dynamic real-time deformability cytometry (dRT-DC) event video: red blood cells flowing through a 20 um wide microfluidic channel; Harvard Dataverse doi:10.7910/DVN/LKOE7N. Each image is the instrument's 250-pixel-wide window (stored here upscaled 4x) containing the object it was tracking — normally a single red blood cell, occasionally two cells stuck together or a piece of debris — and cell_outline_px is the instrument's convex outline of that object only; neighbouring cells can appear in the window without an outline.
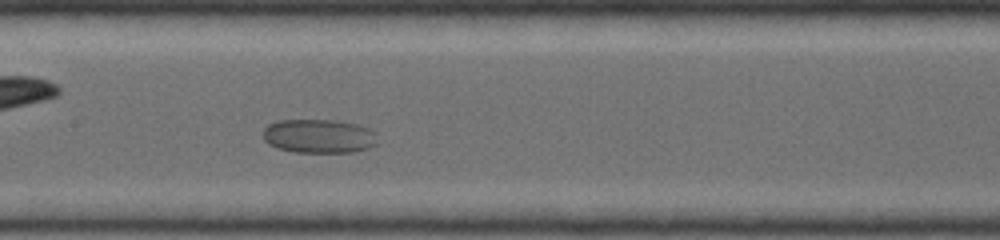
{"species": "common noctule bat (a hibernating species)", "species_latin": "Nyctalus noctula", "temperature_condition": "warm", "stored_images_in_passage": 24, "camera_frame_rate_fps": 5000, "um_per_image_px": 0.085, "animal": {"sex": "female", "body_mass_g": 19.0, "forearm_length_mm": 53.3}, "frame": {"image": 1, "passage_image": 11, "time_ms": 2.2, "image_size_px": [1000, 240], "cell_outline_px": [[376, 144], [368, 148], [352, 152], [296, 152], [276, 148], [268, 144], [264, 140], [264, 128], [268, 124], [280, 120], [336, 120], [356, 124], [368, 128], [376, 132]], "centroid_in_image_um": [27.1, 11.57], "position_along_channel_um": 180.3, "area_um2": 22.66}}
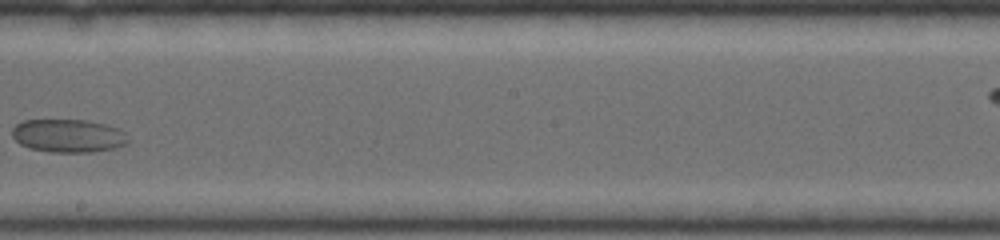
{"frame": {"image": 2, "passage_image": 14, "time_ms": 3.0, "image_size_px": [1000, 240], "cell_outline_px": [[128, 140], [124, 144], [112, 148], [92, 152], [52, 152], [28, 148], [20, 144], [12, 136], [12, 128], [16, 124], [24, 120], [88, 120], [120, 128], [124, 132]], "centroid_in_image_um": [5.77, 11.53], "position_along_channel_um": 242.4, "area_um2": 22.37}}